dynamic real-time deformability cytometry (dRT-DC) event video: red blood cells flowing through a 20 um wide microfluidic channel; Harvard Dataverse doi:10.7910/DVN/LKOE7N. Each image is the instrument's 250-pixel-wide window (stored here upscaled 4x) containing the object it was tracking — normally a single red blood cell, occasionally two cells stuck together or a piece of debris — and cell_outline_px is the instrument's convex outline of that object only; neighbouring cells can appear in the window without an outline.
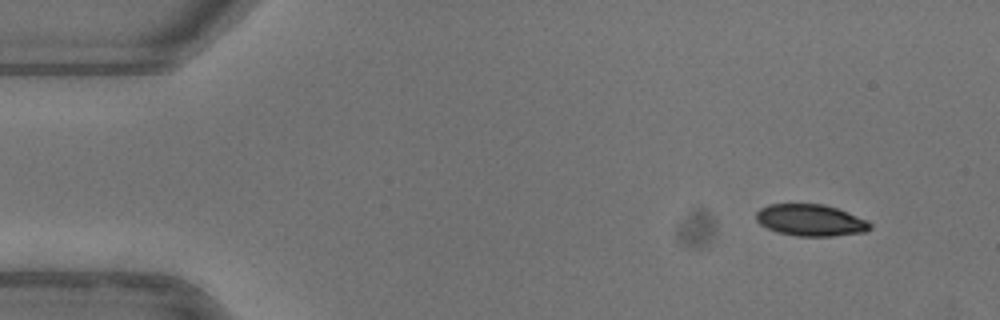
{"species": "common noctule bat (a hibernating species)", "species_latin": "Nyctalus noctula", "temperature_condition": "warm", "stored_images_in_passage": 48, "camera_frame_rate_fps": 3000, "um_per_image_px": 0.085, "animal": {"sex": "female"}, "frame": {"image": 1, "passage_image": 1, "time_ms": 0.0, "image_size_px": [1000, 320], "cell_outline_px": [[872, 228], [864, 232], [832, 236], [796, 236], [780, 232], [768, 228], [760, 224], [756, 220], [756, 212], [760, 208], [768, 204], [824, 204], [848, 212], [868, 220], [872, 224]], "centroid_in_image_um": [68.92, 18.71], "position_along_channel_um": 16.1, "area_um2": 21.04}}
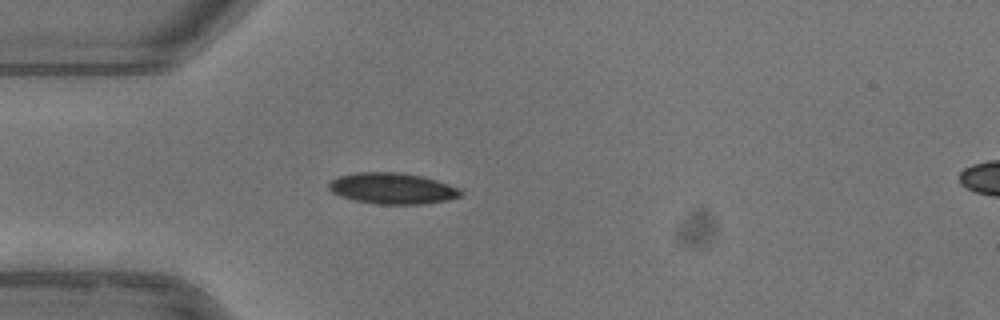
{"frame": {"image": 2, "passage_image": 11, "time_ms": 3.333, "image_size_px": [1000, 320], "cell_outline_px": [[464, 192], [460, 196], [448, 200], [420, 204], [376, 204], [356, 200], [340, 196], [332, 192], [328, 188], [328, 184], [332, 180], [340, 176], [356, 172], [400, 172], [424, 176], [460, 188]], "centroid_in_image_um": [33.37, 16.01], "position_along_channel_um": 51.6, "area_um2": 23.93}}
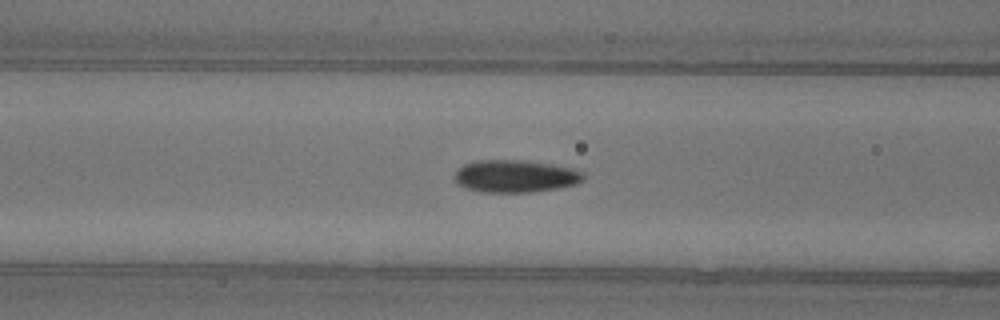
{"frame": {"image": 3, "passage_image": 17, "time_ms": 5.333, "image_size_px": [1000, 320], "cell_outline_px": [[584, 180], [576, 184], [560, 188], [532, 192], [484, 192], [468, 188], [456, 184], [452, 176], [456, 168], [464, 164], [476, 160], [524, 160], [552, 164], [576, 168], [584, 172]], "centroid_in_image_um": [43.8, 14.96], "position_along_channel_um": 122.8, "area_um2": 24.85}, "authors_computed_cell_mechanics": {"area_um2": 22.9177, "velocity_mm_per_s": 3.982, "shape_relaxation_time_tau1_ms": 5.0335, "shape_relaxation_time_tau2_ms": null, "deformation_change_tau1": 0.1539, "deformation_change_tau2": null}}